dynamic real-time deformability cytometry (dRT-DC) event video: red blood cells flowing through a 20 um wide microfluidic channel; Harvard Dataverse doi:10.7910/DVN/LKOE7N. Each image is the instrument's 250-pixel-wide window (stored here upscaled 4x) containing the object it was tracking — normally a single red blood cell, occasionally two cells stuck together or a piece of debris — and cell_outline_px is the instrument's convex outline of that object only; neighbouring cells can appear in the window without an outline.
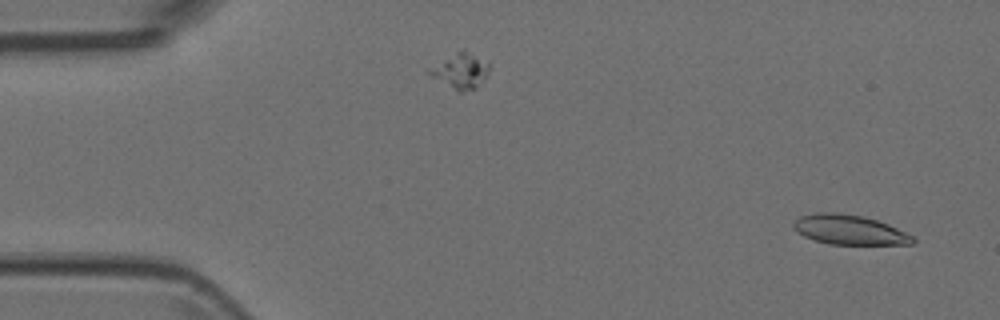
{"species": "Egyptian fruit bat (a non-hibernating species)", "species_latin": "Rousettus aegyptiacus", "temperature_condition": "room temperature", "stored_images_in_passage": 5, "camera_frame_rate_fps": 3000, "um_per_image_px": 0.085, "animal": {"sex": "female"}, "frame": {"image": 1, "passage_image": 1, "time_ms": 0.0, "image_size_px": [1000, 320], "cell_outline_px": [[916, 240], [912, 244], [828, 244], [804, 236], [796, 232], [792, 228], [792, 224], [800, 216], [816, 212], [836, 212], [864, 216], [888, 224], [912, 236]], "centroid_in_image_um": [72.15, 19.52], "position_along_channel_um": 12.9, "area_um2": 20.58}}
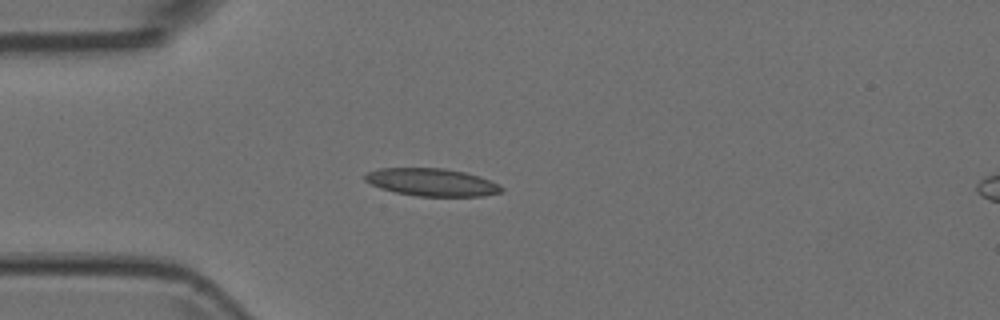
{"frame": {"image": 2, "passage_image": 4, "time_ms": 1.0, "image_size_px": [1000, 320], "cell_outline_px": [[504, 188], [500, 192], [484, 196], [420, 196], [396, 192], [380, 188], [364, 180], [364, 176], [368, 172], [380, 168], [444, 168], [464, 172], [480, 176]], "centroid_in_image_um": [36.69, 15.48], "position_along_channel_um": 48.3, "area_um2": 21.73}}